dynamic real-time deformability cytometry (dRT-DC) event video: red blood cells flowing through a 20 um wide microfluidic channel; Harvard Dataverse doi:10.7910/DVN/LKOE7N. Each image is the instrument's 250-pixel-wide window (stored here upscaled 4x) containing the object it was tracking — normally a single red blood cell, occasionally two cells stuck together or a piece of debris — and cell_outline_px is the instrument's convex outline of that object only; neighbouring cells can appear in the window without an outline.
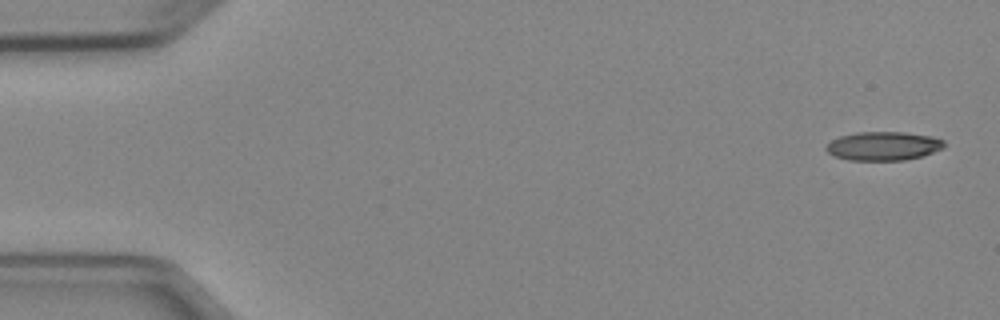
{"species": "Egyptian fruit bat (a non-hibernating species)", "species_latin": "Rousettus aegyptiacus", "temperature_condition": "cold", "stored_images_in_passage": 6, "camera_frame_rate_fps": 3000, "um_per_image_px": 0.085, "animal": {"sex": "female"}, "frame": {"image": 1, "passage_image": 1, "time_ms": 0.0, "image_size_px": [1000, 320], "cell_outline_px": [[944, 148], [920, 156], [904, 160], [848, 160], [836, 156], [828, 152], [824, 148], [832, 140], [840, 136], [856, 132], [904, 132], [928, 136], [944, 140]], "centroid_in_image_um": [75.06, 12.41], "position_along_channel_um": 9.9, "area_um2": 19.54}}
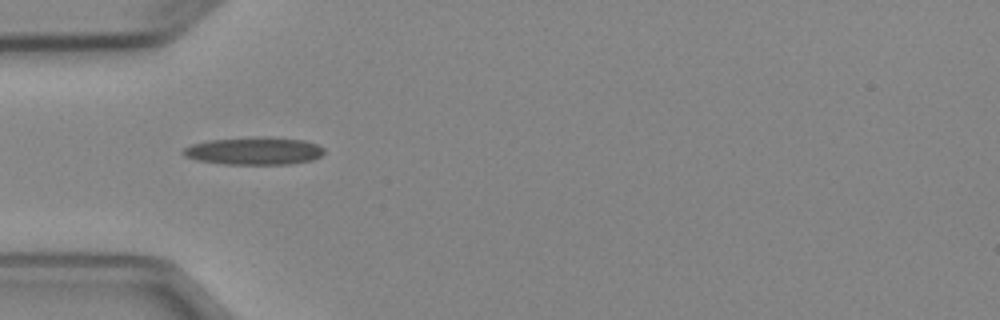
{"frame": {"image": 2, "passage_image": 5, "time_ms": 4.667, "image_size_px": [1000, 320], "cell_outline_px": [[324, 152], [320, 156], [312, 160], [288, 164], [224, 164], [196, 160], [184, 156], [184, 148], [192, 144], [208, 140], [256, 136], [268, 136], [304, 140], [316, 144], [324, 148]], "centroid_in_image_um": [21.61, 12.81], "position_along_channel_um": 63.4, "area_um2": 22.83}}